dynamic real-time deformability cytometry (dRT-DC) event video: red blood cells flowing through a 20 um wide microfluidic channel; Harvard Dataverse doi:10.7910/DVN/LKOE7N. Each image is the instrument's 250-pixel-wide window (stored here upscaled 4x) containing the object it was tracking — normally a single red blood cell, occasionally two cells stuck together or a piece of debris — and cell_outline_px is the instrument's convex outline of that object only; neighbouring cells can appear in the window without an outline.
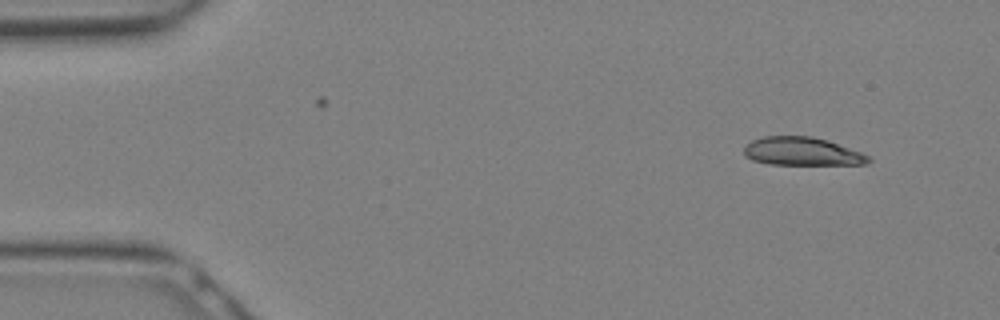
{"species": "Egyptian fruit bat (a non-hibernating species)", "species_latin": "Rousettus aegyptiacus", "temperature_condition": "warm", "stored_images_in_passage": 7, "camera_frame_rate_fps": 3000, "um_per_image_px": 0.085, "animal": {"sex": "female"}, "frame": {"image": 1, "passage_image": 1, "time_ms": 0.0, "image_size_px": [1000, 320], "cell_outline_px": [[872, 160], [864, 164], [772, 164], [752, 160], [744, 156], [744, 148], [752, 140], [764, 136], [812, 136], [828, 140], [860, 152], [868, 156]], "centroid_in_image_um": [68.15, 12.86], "position_along_channel_um": 16.9, "area_um2": 20.29}}
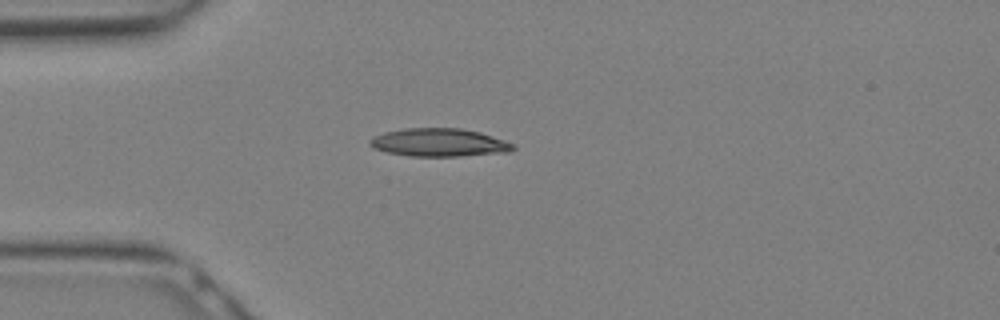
{"frame": {"image": 2, "passage_image": 6, "time_ms": 1.667, "image_size_px": [1000, 320], "cell_outline_px": [[516, 148], [512, 152], [460, 156], [408, 156], [388, 152], [372, 148], [368, 144], [368, 140], [372, 136], [384, 132], [404, 128], [460, 128], [480, 132], [516, 144]], "centroid_in_image_um": [37.32, 12.11], "position_along_channel_um": 47.7, "area_um2": 23.76}}